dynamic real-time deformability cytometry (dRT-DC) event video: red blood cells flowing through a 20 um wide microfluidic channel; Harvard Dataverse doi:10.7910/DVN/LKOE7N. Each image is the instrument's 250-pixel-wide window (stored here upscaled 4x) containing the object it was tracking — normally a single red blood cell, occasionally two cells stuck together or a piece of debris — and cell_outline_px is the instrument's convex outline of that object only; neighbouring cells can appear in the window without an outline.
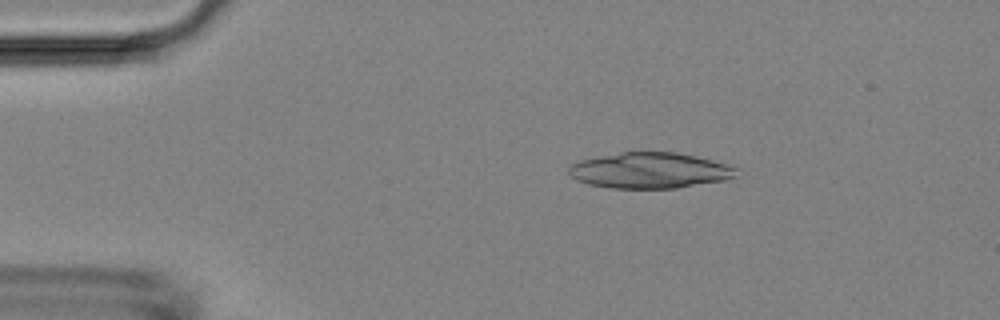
{"species": "Egyptian fruit bat (a non-hibernating species)", "species_latin": "Rousettus aegyptiacus", "temperature_condition": "room temperature", "stored_images_in_passage": 4, "camera_frame_rate_fps": 3000, "um_per_image_px": 0.085, "animal": {"sex": "female"}, "frame": {"image": 1, "passage_image": 2, "time_ms": 1.333, "image_size_px": [1000, 320], "cell_outline_px": [[740, 168], [736, 176], [732, 180], [676, 188], [612, 188], [588, 184], [576, 180], [568, 172], [568, 168], [572, 164], [580, 160], [620, 152], [676, 152], [696, 156], [728, 164]], "centroid_in_image_um": [55.32, 14.49], "position_along_channel_um": 29.7, "area_um2": 35.32}}